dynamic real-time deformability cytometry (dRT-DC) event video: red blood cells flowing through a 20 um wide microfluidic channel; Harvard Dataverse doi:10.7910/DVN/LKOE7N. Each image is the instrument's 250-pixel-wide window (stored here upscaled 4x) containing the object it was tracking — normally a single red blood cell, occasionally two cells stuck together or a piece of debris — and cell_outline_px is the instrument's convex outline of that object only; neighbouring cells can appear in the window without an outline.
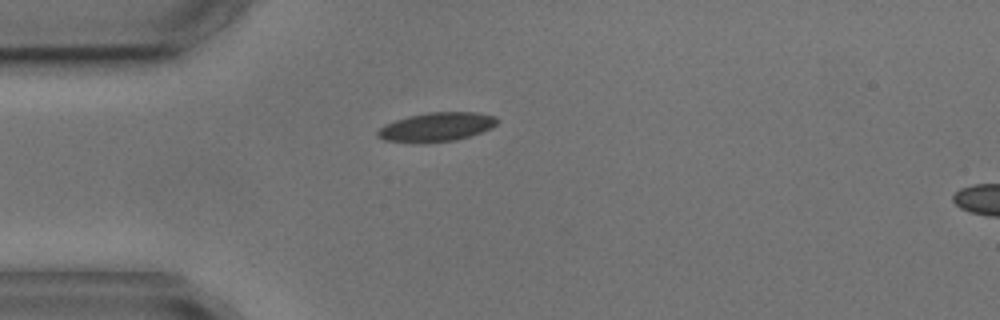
{"species": "common noctule bat (a hibernating species)", "species_latin": "Nyctalus noctula", "temperature_condition": "cold", "stored_images_in_passage": 2, "camera_frame_rate_fps": 3000, "um_per_image_px": 0.085, "animal": {"sex": "male", "body_mass_g": 17.9, "forearm_length_mm": 54.2}, "frame": {"image": 1, "passage_image": 2, "time_ms": 1.333, "image_size_px": [1000, 320], "cell_outline_px": [[500, 120], [492, 128], [456, 140], [424, 144], [384, 140], [376, 136], [376, 132], [380, 128], [396, 120], [408, 116], [428, 112], [476, 112], [496, 116]], "centroid_in_image_um": [37.11, 10.8], "position_along_channel_um": 47.9, "area_um2": 20.35}}